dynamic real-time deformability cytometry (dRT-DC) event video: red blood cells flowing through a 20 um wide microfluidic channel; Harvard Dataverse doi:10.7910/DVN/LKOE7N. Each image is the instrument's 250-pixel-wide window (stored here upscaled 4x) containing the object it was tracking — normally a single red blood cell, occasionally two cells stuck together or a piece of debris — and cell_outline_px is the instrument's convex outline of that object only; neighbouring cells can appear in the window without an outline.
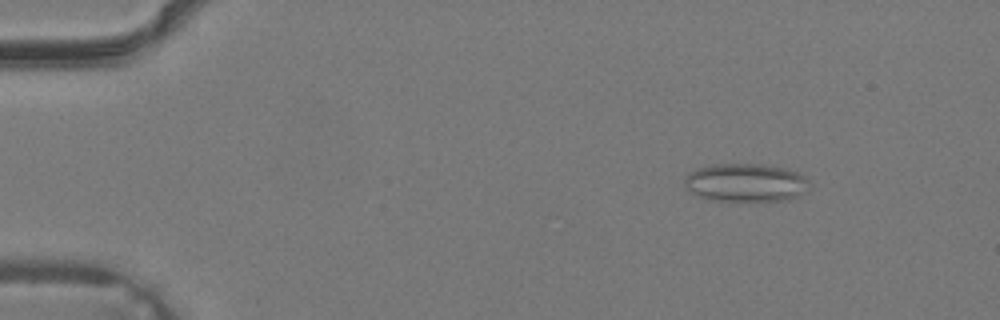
{"species": "common noctule bat (a hibernating species)", "species_latin": "Nyctalus noctula", "temperature_condition": "warm", "stored_images_in_passage": 39, "camera_frame_rate_fps": 3000, "um_per_image_px": 0.085, "animal": {"sex": "male", "body_mass_g": 19.2, "forearm_length_mm": 51.8}, "frame": {"image": 1, "passage_image": 6, "time_ms": 1.667, "image_size_px": [1000, 320], "cell_outline_px": [[812, 188], [808, 192], [800, 196], [788, 200], [716, 200], [700, 196], [692, 192], [684, 184], [684, 176], [688, 172], [712, 164], [764, 164], [788, 168], [804, 176], [812, 184]], "centroid_in_image_um": [63.48, 15.51], "position_along_channel_um": 21.5, "area_um2": 28.03}}
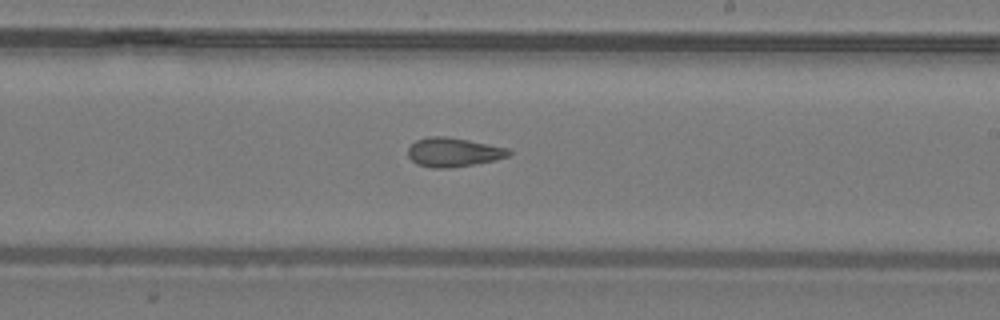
{"frame": {"image": 2, "passage_image": 24, "time_ms": 7.667, "image_size_px": [1000, 320], "cell_outline_px": [[512, 152], [508, 156], [496, 160], [476, 164], [448, 168], [432, 168], [416, 164], [408, 156], [408, 148], [416, 140], [428, 136], [444, 136], [468, 140], [508, 148]], "centroid_in_image_um": [38.53, 12.94], "position_along_channel_um": 250.5, "area_um2": 17.11}}
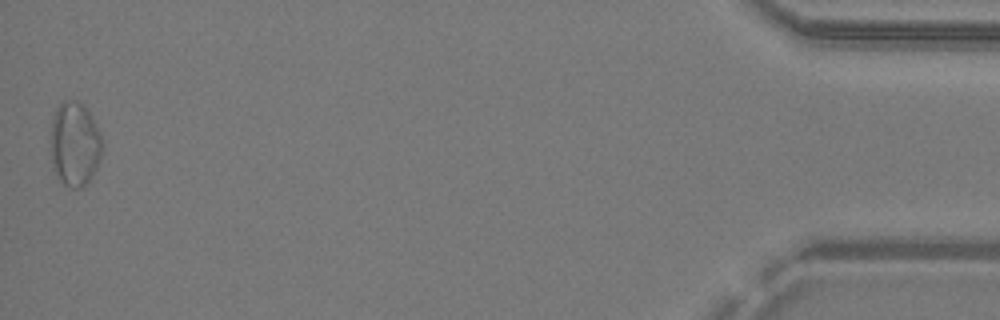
{"frame": {"image": 3, "passage_image": 39, "time_ms": 12.667, "image_size_px": [1000, 320], "cell_outline_px": [[104, 148], [100, 160], [96, 168], [88, 180], [80, 188], [72, 188], [64, 184], [60, 180], [52, 168], [52, 120], [56, 108], [64, 100], [76, 100], [84, 104], [96, 124], [100, 132], [104, 144]], "centroid_in_image_um": [6.38, 12.22], "position_along_channel_um": 428.8, "area_um2": 25.37}}